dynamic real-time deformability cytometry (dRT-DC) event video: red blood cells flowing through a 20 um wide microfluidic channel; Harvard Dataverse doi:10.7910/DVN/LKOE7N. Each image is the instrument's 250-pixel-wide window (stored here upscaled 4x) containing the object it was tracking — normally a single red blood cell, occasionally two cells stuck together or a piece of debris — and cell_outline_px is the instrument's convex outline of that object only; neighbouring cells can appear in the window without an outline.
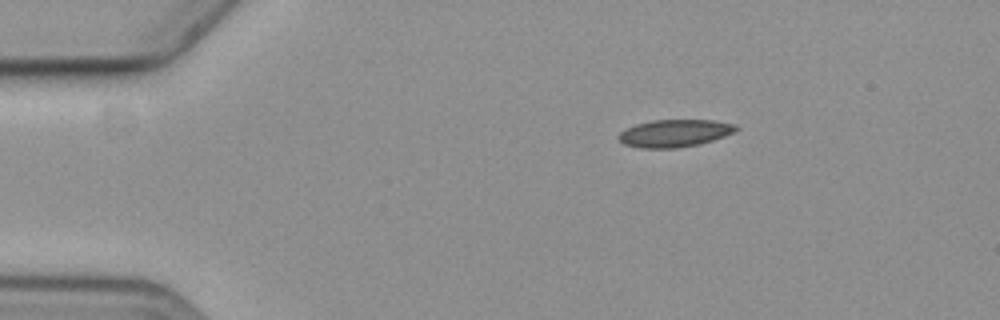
{"species": "common noctule bat (a hibernating species)", "species_latin": "Nyctalus noctula", "temperature_condition": "cold", "stored_images_in_passage": 3, "camera_frame_rate_fps": 3000, "um_per_image_px": 0.085, "animal": {"sex": "female", "body_mass_g": 19.3, "forearm_length_mm": 54.1}, "frame": {"image": 1, "passage_image": 1, "time_ms": 0.0, "image_size_px": [1000, 320], "cell_outline_px": [[740, 128], [736, 132], [700, 144], [676, 148], [640, 148], [624, 144], [616, 136], [620, 132], [636, 124], [652, 120], [712, 120], [736, 124]], "centroid_in_image_um": [57.37, 11.32], "position_along_channel_um": 27.6, "area_um2": 18.84}}